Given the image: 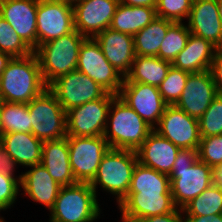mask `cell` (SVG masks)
I'll list each match as a JSON object with an SVG mask.
<instances>
[{"label":"cell","instance_id":"1","mask_svg":"<svg viewBox=\"0 0 222 222\" xmlns=\"http://www.w3.org/2000/svg\"><path fill=\"white\" fill-rule=\"evenodd\" d=\"M174 205L182 209L212 185V167L198 158V150L180 149L168 175Z\"/></svg>","mask_w":222,"mask_h":222},{"label":"cell","instance_id":"2","mask_svg":"<svg viewBox=\"0 0 222 222\" xmlns=\"http://www.w3.org/2000/svg\"><path fill=\"white\" fill-rule=\"evenodd\" d=\"M47 87L34 52L11 58L0 75V92L5 102L27 104Z\"/></svg>","mask_w":222,"mask_h":222},{"label":"cell","instance_id":"3","mask_svg":"<svg viewBox=\"0 0 222 222\" xmlns=\"http://www.w3.org/2000/svg\"><path fill=\"white\" fill-rule=\"evenodd\" d=\"M152 130L119 96L112 100L103 134L110 148L136 151Z\"/></svg>","mask_w":222,"mask_h":222},{"label":"cell","instance_id":"4","mask_svg":"<svg viewBox=\"0 0 222 222\" xmlns=\"http://www.w3.org/2000/svg\"><path fill=\"white\" fill-rule=\"evenodd\" d=\"M85 38L75 29L67 35L36 47L33 52L47 86L58 77L77 69L79 49Z\"/></svg>","mask_w":222,"mask_h":222},{"label":"cell","instance_id":"5","mask_svg":"<svg viewBox=\"0 0 222 222\" xmlns=\"http://www.w3.org/2000/svg\"><path fill=\"white\" fill-rule=\"evenodd\" d=\"M137 162L136 151L110 148L103 156L97 174L90 183L95 194L100 184L104 191L117 195L119 204L127 196Z\"/></svg>","mask_w":222,"mask_h":222},{"label":"cell","instance_id":"6","mask_svg":"<svg viewBox=\"0 0 222 222\" xmlns=\"http://www.w3.org/2000/svg\"><path fill=\"white\" fill-rule=\"evenodd\" d=\"M50 214L52 222L95 221L100 215V208L90 183L61 186Z\"/></svg>","mask_w":222,"mask_h":222},{"label":"cell","instance_id":"7","mask_svg":"<svg viewBox=\"0 0 222 222\" xmlns=\"http://www.w3.org/2000/svg\"><path fill=\"white\" fill-rule=\"evenodd\" d=\"M32 134L42 140H59L67 136L66 111L48 87L28 103Z\"/></svg>","mask_w":222,"mask_h":222},{"label":"cell","instance_id":"8","mask_svg":"<svg viewBox=\"0 0 222 222\" xmlns=\"http://www.w3.org/2000/svg\"><path fill=\"white\" fill-rule=\"evenodd\" d=\"M77 70L86 74L107 93L118 95L125 77L106 59L95 38H85L82 42Z\"/></svg>","mask_w":222,"mask_h":222},{"label":"cell","instance_id":"9","mask_svg":"<svg viewBox=\"0 0 222 222\" xmlns=\"http://www.w3.org/2000/svg\"><path fill=\"white\" fill-rule=\"evenodd\" d=\"M69 161L76 182L91 183L103 156L110 149L103 136L67 137Z\"/></svg>","mask_w":222,"mask_h":222},{"label":"cell","instance_id":"10","mask_svg":"<svg viewBox=\"0 0 222 222\" xmlns=\"http://www.w3.org/2000/svg\"><path fill=\"white\" fill-rule=\"evenodd\" d=\"M116 96L106 93L100 99L66 111L67 137L103 136L111 102Z\"/></svg>","mask_w":222,"mask_h":222},{"label":"cell","instance_id":"11","mask_svg":"<svg viewBox=\"0 0 222 222\" xmlns=\"http://www.w3.org/2000/svg\"><path fill=\"white\" fill-rule=\"evenodd\" d=\"M65 111L102 98L107 92L86 74L73 70L48 85Z\"/></svg>","mask_w":222,"mask_h":222},{"label":"cell","instance_id":"12","mask_svg":"<svg viewBox=\"0 0 222 222\" xmlns=\"http://www.w3.org/2000/svg\"><path fill=\"white\" fill-rule=\"evenodd\" d=\"M157 126L154 130L180 149L198 150L201 140L198 119L175 105L166 106Z\"/></svg>","mask_w":222,"mask_h":222},{"label":"cell","instance_id":"13","mask_svg":"<svg viewBox=\"0 0 222 222\" xmlns=\"http://www.w3.org/2000/svg\"><path fill=\"white\" fill-rule=\"evenodd\" d=\"M117 96L153 129L167 106L158 87L140 82H123Z\"/></svg>","mask_w":222,"mask_h":222},{"label":"cell","instance_id":"14","mask_svg":"<svg viewBox=\"0 0 222 222\" xmlns=\"http://www.w3.org/2000/svg\"><path fill=\"white\" fill-rule=\"evenodd\" d=\"M75 30L73 6L39 0L37 8V46Z\"/></svg>","mask_w":222,"mask_h":222},{"label":"cell","instance_id":"15","mask_svg":"<svg viewBox=\"0 0 222 222\" xmlns=\"http://www.w3.org/2000/svg\"><path fill=\"white\" fill-rule=\"evenodd\" d=\"M118 0H81L73 6L74 27L86 38L110 28Z\"/></svg>","mask_w":222,"mask_h":222},{"label":"cell","instance_id":"16","mask_svg":"<svg viewBox=\"0 0 222 222\" xmlns=\"http://www.w3.org/2000/svg\"><path fill=\"white\" fill-rule=\"evenodd\" d=\"M38 2L39 0H0V16L32 51L37 47Z\"/></svg>","mask_w":222,"mask_h":222},{"label":"cell","instance_id":"17","mask_svg":"<svg viewBox=\"0 0 222 222\" xmlns=\"http://www.w3.org/2000/svg\"><path fill=\"white\" fill-rule=\"evenodd\" d=\"M217 95L210 70L190 73L175 106L189 116L199 119Z\"/></svg>","mask_w":222,"mask_h":222},{"label":"cell","instance_id":"18","mask_svg":"<svg viewBox=\"0 0 222 222\" xmlns=\"http://www.w3.org/2000/svg\"><path fill=\"white\" fill-rule=\"evenodd\" d=\"M122 213L121 222H138L141 218L173 212L172 194L127 193L118 204Z\"/></svg>","mask_w":222,"mask_h":222},{"label":"cell","instance_id":"19","mask_svg":"<svg viewBox=\"0 0 222 222\" xmlns=\"http://www.w3.org/2000/svg\"><path fill=\"white\" fill-rule=\"evenodd\" d=\"M0 140L4 163L12 169L17 164L31 167L41 163L43 141L32 133H6Z\"/></svg>","mask_w":222,"mask_h":222},{"label":"cell","instance_id":"20","mask_svg":"<svg viewBox=\"0 0 222 222\" xmlns=\"http://www.w3.org/2000/svg\"><path fill=\"white\" fill-rule=\"evenodd\" d=\"M187 26L191 34L222 49V22L217 0H193Z\"/></svg>","mask_w":222,"mask_h":222},{"label":"cell","instance_id":"21","mask_svg":"<svg viewBox=\"0 0 222 222\" xmlns=\"http://www.w3.org/2000/svg\"><path fill=\"white\" fill-rule=\"evenodd\" d=\"M94 38L108 62L125 77L136 57L133 36L107 28Z\"/></svg>","mask_w":222,"mask_h":222},{"label":"cell","instance_id":"22","mask_svg":"<svg viewBox=\"0 0 222 222\" xmlns=\"http://www.w3.org/2000/svg\"><path fill=\"white\" fill-rule=\"evenodd\" d=\"M180 148L154 129L136 150L138 162L169 175Z\"/></svg>","mask_w":222,"mask_h":222},{"label":"cell","instance_id":"23","mask_svg":"<svg viewBox=\"0 0 222 222\" xmlns=\"http://www.w3.org/2000/svg\"><path fill=\"white\" fill-rule=\"evenodd\" d=\"M20 186L31 200L45 205L49 211L54 207L61 186L49 175L42 164L20 175Z\"/></svg>","mask_w":222,"mask_h":222},{"label":"cell","instance_id":"24","mask_svg":"<svg viewBox=\"0 0 222 222\" xmlns=\"http://www.w3.org/2000/svg\"><path fill=\"white\" fill-rule=\"evenodd\" d=\"M40 164L60 186L77 183L69 161L67 136L59 140L43 141Z\"/></svg>","mask_w":222,"mask_h":222},{"label":"cell","instance_id":"25","mask_svg":"<svg viewBox=\"0 0 222 222\" xmlns=\"http://www.w3.org/2000/svg\"><path fill=\"white\" fill-rule=\"evenodd\" d=\"M218 50L211 42L190 34L185 48L173 60L172 66L190 73L210 70Z\"/></svg>","mask_w":222,"mask_h":222},{"label":"cell","instance_id":"26","mask_svg":"<svg viewBox=\"0 0 222 222\" xmlns=\"http://www.w3.org/2000/svg\"><path fill=\"white\" fill-rule=\"evenodd\" d=\"M172 63L157 56H136L124 82H140L159 87Z\"/></svg>","mask_w":222,"mask_h":222},{"label":"cell","instance_id":"27","mask_svg":"<svg viewBox=\"0 0 222 222\" xmlns=\"http://www.w3.org/2000/svg\"><path fill=\"white\" fill-rule=\"evenodd\" d=\"M156 17L155 8L118 4L112 19V30L134 36Z\"/></svg>","mask_w":222,"mask_h":222},{"label":"cell","instance_id":"28","mask_svg":"<svg viewBox=\"0 0 222 222\" xmlns=\"http://www.w3.org/2000/svg\"><path fill=\"white\" fill-rule=\"evenodd\" d=\"M174 22L155 17L146 27L133 36L136 56H157L168 28Z\"/></svg>","mask_w":222,"mask_h":222},{"label":"cell","instance_id":"29","mask_svg":"<svg viewBox=\"0 0 222 222\" xmlns=\"http://www.w3.org/2000/svg\"><path fill=\"white\" fill-rule=\"evenodd\" d=\"M128 193L171 194L170 178L137 162Z\"/></svg>","mask_w":222,"mask_h":222},{"label":"cell","instance_id":"30","mask_svg":"<svg viewBox=\"0 0 222 222\" xmlns=\"http://www.w3.org/2000/svg\"><path fill=\"white\" fill-rule=\"evenodd\" d=\"M13 132L32 133L28 103L1 101L0 135Z\"/></svg>","mask_w":222,"mask_h":222},{"label":"cell","instance_id":"31","mask_svg":"<svg viewBox=\"0 0 222 222\" xmlns=\"http://www.w3.org/2000/svg\"><path fill=\"white\" fill-rule=\"evenodd\" d=\"M184 216H210L222 213V189L211 185L182 208Z\"/></svg>","mask_w":222,"mask_h":222},{"label":"cell","instance_id":"32","mask_svg":"<svg viewBox=\"0 0 222 222\" xmlns=\"http://www.w3.org/2000/svg\"><path fill=\"white\" fill-rule=\"evenodd\" d=\"M190 34L188 26L182 22H174L168 28L166 36L160 45L158 57L172 63L185 48Z\"/></svg>","mask_w":222,"mask_h":222},{"label":"cell","instance_id":"33","mask_svg":"<svg viewBox=\"0 0 222 222\" xmlns=\"http://www.w3.org/2000/svg\"><path fill=\"white\" fill-rule=\"evenodd\" d=\"M190 72L170 67L167 76L161 82L159 92L167 105H175L179 100Z\"/></svg>","mask_w":222,"mask_h":222},{"label":"cell","instance_id":"34","mask_svg":"<svg viewBox=\"0 0 222 222\" xmlns=\"http://www.w3.org/2000/svg\"><path fill=\"white\" fill-rule=\"evenodd\" d=\"M0 52L9 54L12 58L33 53L2 16H0Z\"/></svg>","mask_w":222,"mask_h":222},{"label":"cell","instance_id":"35","mask_svg":"<svg viewBox=\"0 0 222 222\" xmlns=\"http://www.w3.org/2000/svg\"><path fill=\"white\" fill-rule=\"evenodd\" d=\"M201 137L222 134V95H217L198 119Z\"/></svg>","mask_w":222,"mask_h":222},{"label":"cell","instance_id":"36","mask_svg":"<svg viewBox=\"0 0 222 222\" xmlns=\"http://www.w3.org/2000/svg\"><path fill=\"white\" fill-rule=\"evenodd\" d=\"M14 170L6 164L0 167V211L10 208L19 194L20 175L16 179Z\"/></svg>","mask_w":222,"mask_h":222},{"label":"cell","instance_id":"37","mask_svg":"<svg viewBox=\"0 0 222 222\" xmlns=\"http://www.w3.org/2000/svg\"><path fill=\"white\" fill-rule=\"evenodd\" d=\"M193 0H157L156 16L172 22L188 19ZM184 17V18H183Z\"/></svg>","mask_w":222,"mask_h":222},{"label":"cell","instance_id":"38","mask_svg":"<svg viewBox=\"0 0 222 222\" xmlns=\"http://www.w3.org/2000/svg\"><path fill=\"white\" fill-rule=\"evenodd\" d=\"M198 158L212 168L222 164V134L201 137Z\"/></svg>","mask_w":222,"mask_h":222},{"label":"cell","instance_id":"39","mask_svg":"<svg viewBox=\"0 0 222 222\" xmlns=\"http://www.w3.org/2000/svg\"><path fill=\"white\" fill-rule=\"evenodd\" d=\"M210 72L216 86L217 94L222 95V49L216 52L210 67Z\"/></svg>","mask_w":222,"mask_h":222},{"label":"cell","instance_id":"40","mask_svg":"<svg viewBox=\"0 0 222 222\" xmlns=\"http://www.w3.org/2000/svg\"><path fill=\"white\" fill-rule=\"evenodd\" d=\"M181 213H183V210L176 208L173 212L163 215L144 217L141 218L138 222H185L184 217H182L183 214Z\"/></svg>","mask_w":222,"mask_h":222},{"label":"cell","instance_id":"41","mask_svg":"<svg viewBox=\"0 0 222 222\" xmlns=\"http://www.w3.org/2000/svg\"><path fill=\"white\" fill-rule=\"evenodd\" d=\"M185 222H222V213L210 216H185Z\"/></svg>","mask_w":222,"mask_h":222},{"label":"cell","instance_id":"42","mask_svg":"<svg viewBox=\"0 0 222 222\" xmlns=\"http://www.w3.org/2000/svg\"><path fill=\"white\" fill-rule=\"evenodd\" d=\"M120 4L127 6H147L150 8H156L157 0H118Z\"/></svg>","mask_w":222,"mask_h":222},{"label":"cell","instance_id":"43","mask_svg":"<svg viewBox=\"0 0 222 222\" xmlns=\"http://www.w3.org/2000/svg\"><path fill=\"white\" fill-rule=\"evenodd\" d=\"M212 185L222 189V164L212 168Z\"/></svg>","mask_w":222,"mask_h":222},{"label":"cell","instance_id":"44","mask_svg":"<svg viewBox=\"0 0 222 222\" xmlns=\"http://www.w3.org/2000/svg\"><path fill=\"white\" fill-rule=\"evenodd\" d=\"M11 56L9 54L0 52V75L5 70L8 62L11 60Z\"/></svg>","mask_w":222,"mask_h":222},{"label":"cell","instance_id":"45","mask_svg":"<svg viewBox=\"0 0 222 222\" xmlns=\"http://www.w3.org/2000/svg\"><path fill=\"white\" fill-rule=\"evenodd\" d=\"M49 1L61 2V3H66V4H69L71 6H74L77 2H79L81 0H49Z\"/></svg>","mask_w":222,"mask_h":222},{"label":"cell","instance_id":"46","mask_svg":"<svg viewBox=\"0 0 222 222\" xmlns=\"http://www.w3.org/2000/svg\"><path fill=\"white\" fill-rule=\"evenodd\" d=\"M218 9H219V16L222 22V0H217Z\"/></svg>","mask_w":222,"mask_h":222},{"label":"cell","instance_id":"47","mask_svg":"<svg viewBox=\"0 0 222 222\" xmlns=\"http://www.w3.org/2000/svg\"><path fill=\"white\" fill-rule=\"evenodd\" d=\"M4 163V159H3V152H2V144H1V140H0V167L3 166Z\"/></svg>","mask_w":222,"mask_h":222},{"label":"cell","instance_id":"48","mask_svg":"<svg viewBox=\"0 0 222 222\" xmlns=\"http://www.w3.org/2000/svg\"><path fill=\"white\" fill-rule=\"evenodd\" d=\"M0 131H1V102H0Z\"/></svg>","mask_w":222,"mask_h":222},{"label":"cell","instance_id":"49","mask_svg":"<svg viewBox=\"0 0 222 222\" xmlns=\"http://www.w3.org/2000/svg\"><path fill=\"white\" fill-rule=\"evenodd\" d=\"M3 219H4V218H0V222H6V221H4Z\"/></svg>","mask_w":222,"mask_h":222}]
</instances>
